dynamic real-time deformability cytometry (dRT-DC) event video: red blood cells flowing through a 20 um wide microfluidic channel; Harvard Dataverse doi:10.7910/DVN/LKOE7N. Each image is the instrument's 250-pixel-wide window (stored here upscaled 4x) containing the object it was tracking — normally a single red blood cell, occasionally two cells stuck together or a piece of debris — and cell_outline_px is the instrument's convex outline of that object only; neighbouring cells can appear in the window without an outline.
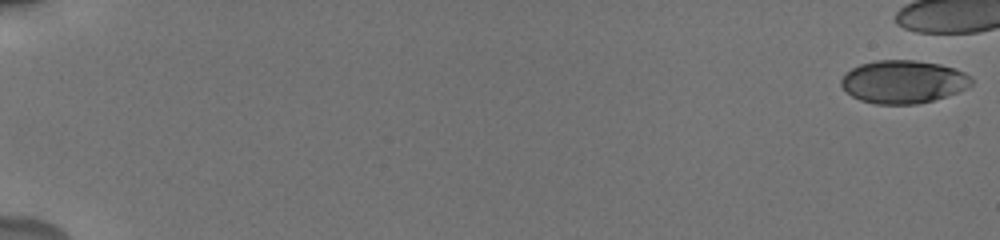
{"species": "human", "species_latin": "Homo sapiens", "temperature_condition": "cold", "stored_images_in_passage": 18, "camera_frame_rate_fps": 3000, "um_per_image_px": 0.085, "donor": {"sex": "male"}, "frame": {"image": 1, "passage_image": 1, "time_ms": 0.0, "image_size_px": [1000, 240], "cell_outline_px": [[972, 84], [968, 88], [932, 100], [916, 104], [876, 104], [860, 100], [852, 96], [840, 84], [840, 80], [852, 68], [860, 64], [876, 60], [916, 60], [940, 64], [956, 68], [972, 76]], "centroid_in_image_um": [76.8, 6.94], "position_along_channel_um": 8.2, "area_um2": 32.6}}